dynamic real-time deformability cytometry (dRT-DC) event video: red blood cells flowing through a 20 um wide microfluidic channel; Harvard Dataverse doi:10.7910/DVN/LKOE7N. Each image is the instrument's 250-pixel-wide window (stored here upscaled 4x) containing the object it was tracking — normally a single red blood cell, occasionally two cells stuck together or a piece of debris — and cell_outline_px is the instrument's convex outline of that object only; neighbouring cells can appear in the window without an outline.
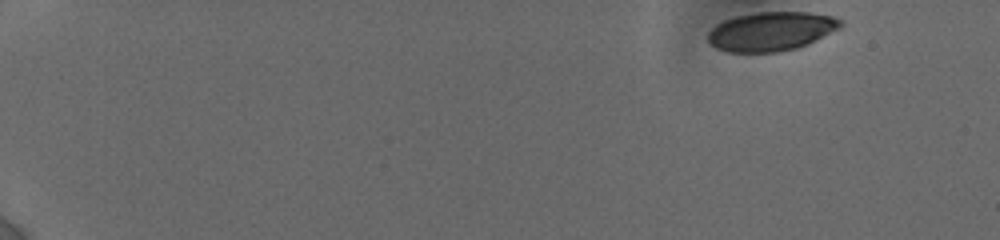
{"species": "human", "species_latin": "Homo sapiens", "temperature_condition": "cold", "stored_images_in_passage": 45, "camera_frame_rate_fps": 3000, "um_per_image_px": 0.085, "donor": {"sex": "female"}, "frame": {"image": 1, "passage_image": 1, "time_ms": 0.0, "image_size_px": [1000, 240], "cell_outline_px": [[844, 24], [840, 28], [796, 48], [776, 52], [728, 52], [716, 48], [708, 40], [708, 32], [716, 24], [724, 20], [736, 16], [756, 12], [808, 12], [832, 16], [840, 20]], "centroid_in_image_um": [65.52, 2.65], "position_along_channel_um": 19.5, "area_um2": 29.88}}
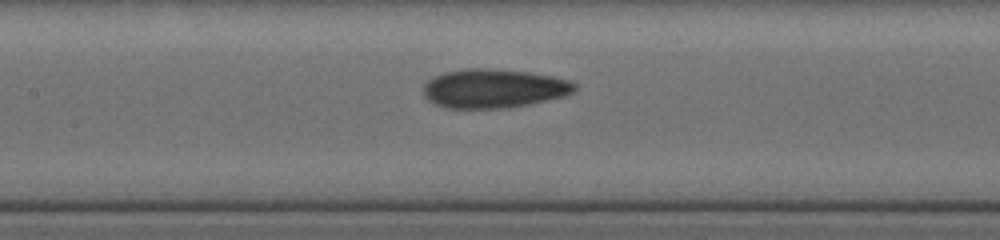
{"frame": {"image": 2, "passage_image": 24, "time_ms": 8.0, "image_size_px": [1000, 240], "cell_outline_px": [[576, 88], [572, 92], [564, 96], [528, 104], [500, 108], [444, 108], [428, 100], [424, 96], [424, 84], [432, 76], [444, 72], [468, 68], [488, 68], [528, 72], [552, 76], [568, 80], [576, 84]], "centroid_in_image_um": [41.93, 7.51], "position_along_channel_um": 165.5, "area_um2": 34.22}}
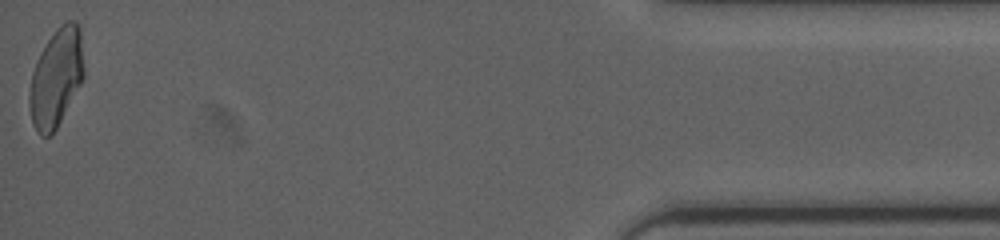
{"frame": {"image": 3, "passage_image": 45, "time_ms": 16.667, "image_size_px": [1000, 240], "cell_outline_px": [[84, 76], [80, 84], [52, 136], [40, 136], [36, 132], [32, 124], [28, 104], [28, 96], [32, 72], [36, 60], [40, 52], [56, 28], [60, 24], [68, 20], [76, 20], [80, 28], [84, 68]], "centroid_in_image_um": [4.75, 6.61], "position_along_channel_um": 430.4, "area_um2": 31.39}, "authors_computed_cell_mechanics": {"area_um2": 32.5992, "velocity_mm_per_s": 3.8596, "shape_relaxation_time_tau1_ms": 3.8631, "shape_relaxation_time_tau2_ms": 2.253, "deformation_change_tau1": 0.1602, "deformation_change_tau2": 0.0943}}